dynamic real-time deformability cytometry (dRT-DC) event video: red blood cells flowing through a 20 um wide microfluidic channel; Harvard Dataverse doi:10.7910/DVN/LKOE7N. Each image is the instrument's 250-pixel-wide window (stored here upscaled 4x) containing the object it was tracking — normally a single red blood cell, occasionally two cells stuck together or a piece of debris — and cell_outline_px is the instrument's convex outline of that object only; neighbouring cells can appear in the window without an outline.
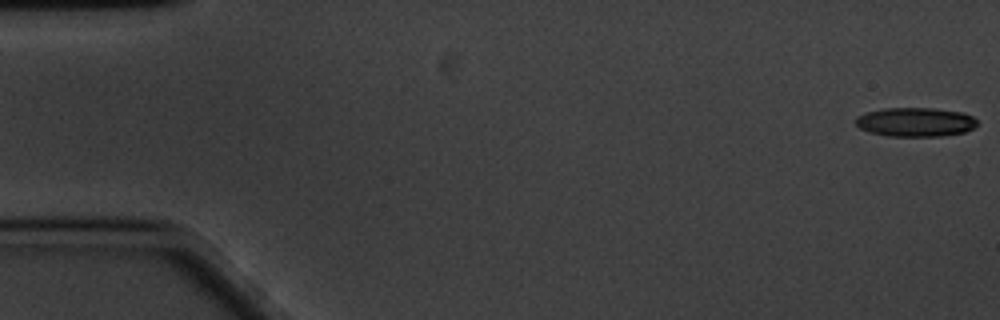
{"species": "common noctule bat (a hibernating species)", "species_latin": "Nyctalus noctula", "temperature_condition": "cold", "stored_images_in_passage": 18, "camera_frame_rate_fps": 3000, "um_per_image_px": 0.085, "animal": {"sex": "male", "body_mass_g": 20.1, "forearm_length_mm": 53.5}, "frame": {"image": 1, "passage_image": 1, "time_ms": 0.0, "image_size_px": [1000, 320], "cell_outline_px": [[976, 124], [972, 128], [964, 132], [940, 136], [888, 136], [868, 132], [860, 128], [852, 120], [856, 116], [868, 112], [884, 108], [932, 108], [964, 112], [972, 116], [976, 120]], "centroid_in_image_um": [77.77, 10.37], "position_along_channel_um": 7.2, "area_um2": 20.63}}
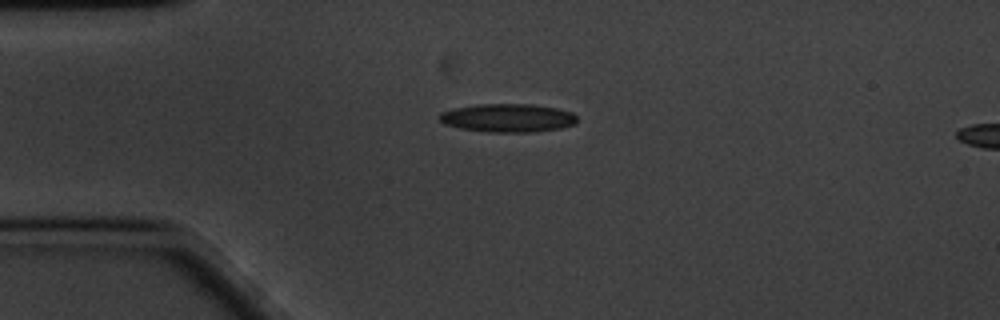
{"frame": {"image": 2, "passage_image": 14, "time_ms": 4.333, "image_size_px": [1000, 320], "cell_outline_px": [[576, 124], [560, 128], [532, 132], [488, 132], [460, 128], [444, 124], [436, 116], [440, 112], [456, 108], [476, 104], [532, 104], [556, 108], [572, 112], [576, 116]], "centroid_in_image_um": [43.14, 10.02], "position_along_channel_um": 41.9, "area_um2": 22.83}}